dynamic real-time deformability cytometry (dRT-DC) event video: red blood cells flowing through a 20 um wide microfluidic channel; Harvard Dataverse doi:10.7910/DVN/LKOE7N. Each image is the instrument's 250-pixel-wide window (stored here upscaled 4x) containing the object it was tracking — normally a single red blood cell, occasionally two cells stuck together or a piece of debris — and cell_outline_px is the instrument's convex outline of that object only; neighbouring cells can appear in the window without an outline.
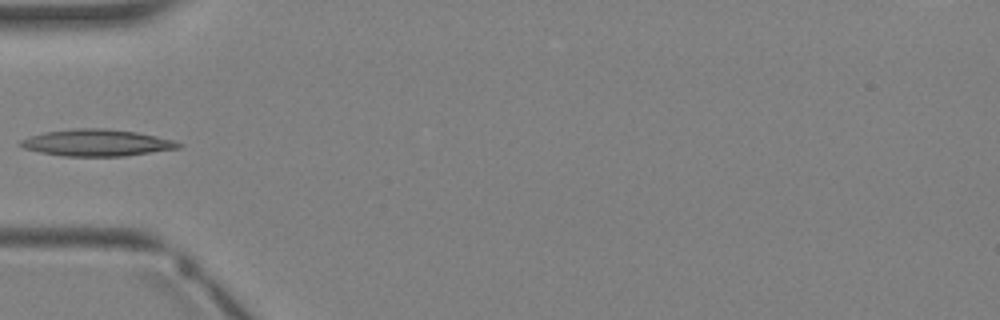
{"species": "Egyptian fruit bat (a non-hibernating species)", "species_latin": "Rousettus aegyptiacus", "temperature_condition": "warm", "stored_images_in_passage": 4, "camera_frame_rate_fps": 3000, "um_per_image_px": 0.085, "animal": {"sex": "female"}, "frame": {"image": 1, "passage_image": 4, "time_ms": 3.667, "image_size_px": [1000, 320], "cell_outline_px": [[184, 144], [180, 148], [124, 156], [64, 156], [40, 152], [24, 148], [20, 144], [20, 140], [28, 136], [44, 132], [76, 128], [104, 128], [136, 132], [156, 136], [172, 140]], "centroid_in_image_um": [8.22, 12.13], "position_along_channel_um": 76.8, "area_um2": 24.51}}